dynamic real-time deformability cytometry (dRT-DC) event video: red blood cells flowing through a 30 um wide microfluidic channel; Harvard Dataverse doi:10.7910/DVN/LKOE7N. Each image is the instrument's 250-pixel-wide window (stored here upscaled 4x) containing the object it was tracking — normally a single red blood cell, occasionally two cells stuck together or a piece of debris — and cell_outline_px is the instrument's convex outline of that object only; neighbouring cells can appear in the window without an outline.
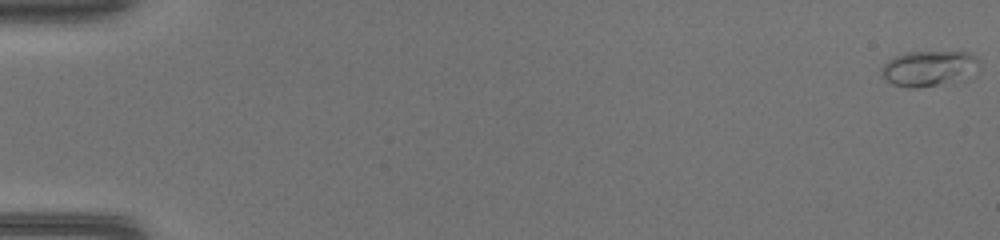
{"species": "common noctule bat (a hibernating species)", "species_latin": "Nyctalus noctula", "temperature_condition": "warm", "stored_images_in_passage": 48, "camera_frame_rate_fps": 3000, "um_per_image_px": 0.085, "animal": {"sex": "female", "body_mass_g": 17.0, "forearm_length_mm": 48.0}, "frame": {"image": 1, "passage_image": 1, "time_ms": 0.0, "image_size_px": [1000, 240], "cell_outline_px": [[980, 64], [936, 84], [916, 88], [908, 88], [892, 84], [884, 80], [880, 76], [880, 68], [888, 60], [896, 56], [908, 52], [968, 52], [976, 56]], "centroid_in_image_um": [78.7, 5.77], "position_along_channel_um": 6.3, "area_um2": 18.84}}
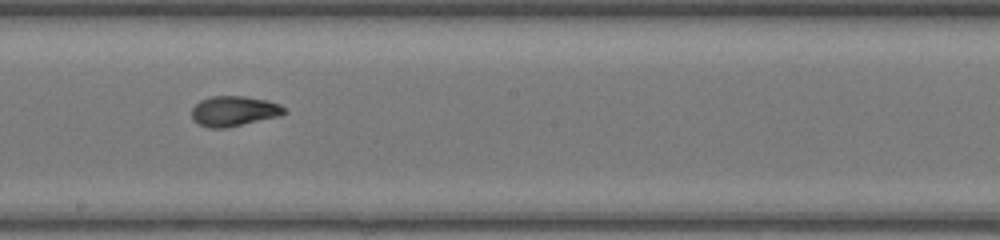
{"frame": {"image": 2, "passage_image": 28, "time_ms": 9.0, "image_size_px": [1000, 240], "cell_outline_px": [[288, 112], [280, 116], [224, 128], [208, 128], [192, 120], [192, 108], [200, 100], [212, 96], [244, 96], [268, 100], [280, 104]], "centroid_in_image_um": [19.9, 9.44], "position_along_channel_um": 228.3, "area_um2": 16.3}}
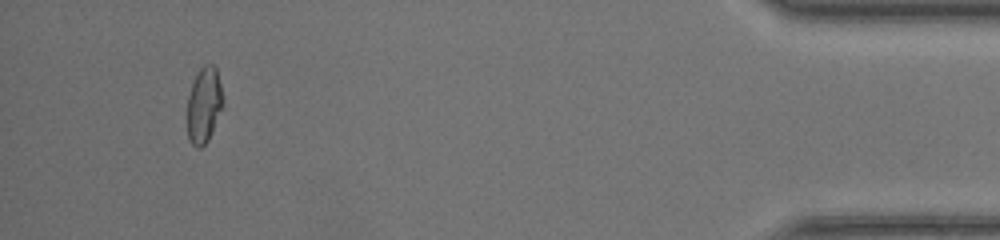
{"frame": {"image": 3, "passage_image": 45, "time_ms": 14.667, "image_size_px": [1000, 240], "cell_outline_px": [[224, 104], [208, 140], [200, 148], [196, 148], [188, 140], [188, 96], [196, 72], [204, 64], [212, 64], [216, 68], [224, 100]], "centroid_in_image_um": [17.34, 8.92], "position_along_channel_um": 417.9, "area_um2": 15.78}}